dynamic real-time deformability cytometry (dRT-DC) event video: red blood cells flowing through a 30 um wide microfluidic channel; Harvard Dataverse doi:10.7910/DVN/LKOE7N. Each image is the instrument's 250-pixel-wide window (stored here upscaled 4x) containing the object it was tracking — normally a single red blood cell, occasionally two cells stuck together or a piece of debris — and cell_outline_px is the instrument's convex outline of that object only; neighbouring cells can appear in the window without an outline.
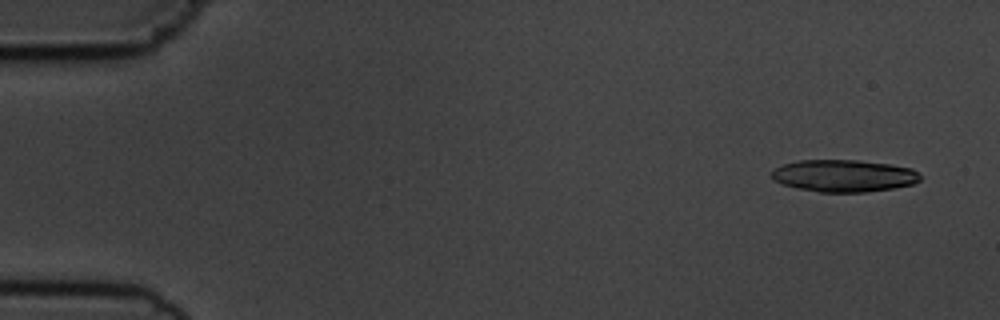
{"species": "common noctule bat (a hibernating species)", "species_latin": "Nyctalus noctula", "temperature_condition": "cold", "stored_images_in_passage": 4, "camera_frame_rate_fps": 3000, "um_per_image_px": 0.085, "animal": {"sex": "male", "body_mass_g": 19.5, "forearm_length_mm": 54.6}, "frame": {"image": 1, "passage_image": 1, "time_ms": 0.0, "image_size_px": [1000, 320], "cell_outline_px": [[920, 180], [912, 184], [892, 188], [864, 192], [820, 192], [796, 188], [780, 184], [772, 180], [772, 172], [776, 168], [784, 164], [800, 160], [860, 160], [888, 164], [912, 168], [920, 176]], "centroid_in_image_um": [71.69, 14.94], "position_along_channel_um": 13.3, "area_um2": 27.74}}